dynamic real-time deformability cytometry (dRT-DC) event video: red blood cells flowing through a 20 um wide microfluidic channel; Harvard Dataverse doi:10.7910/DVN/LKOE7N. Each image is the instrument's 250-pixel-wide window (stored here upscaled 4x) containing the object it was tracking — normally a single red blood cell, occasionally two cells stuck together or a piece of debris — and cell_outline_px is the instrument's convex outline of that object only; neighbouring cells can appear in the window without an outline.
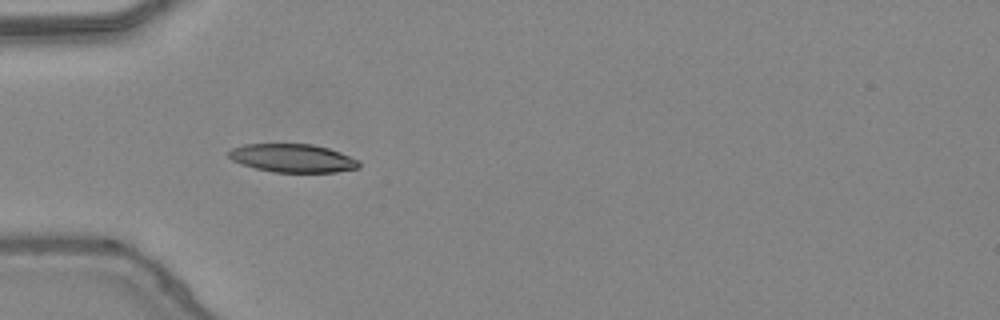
{"species": "common noctule bat (a hibernating species)", "species_latin": "Nyctalus noctula", "temperature_condition": "warm", "stored_images_in_passage": 4, "camera_frame_rate_fps": 3000, "um_per_image_px": 0.085, "animal": {"sex": "female", "body_mass_g": 24.6, "forearm_length_mm": 56.2}, "frame": {"image": 1, "passage_image": 1, "time_ms": 0.0, "image_size_px": [1000, 320], "cell_outline_px": [[360, 168], [336, 172], [272, 172], [240, 164], [232, 160], [228, 156], [228, 152], [232, 148], [244, 144], [312, 144], [328, 148], [340, 152], [360, 160]], "centroid_in_image_um": [24.89, 13.44], "position_along_channel_um": 60.1, "area_um2": 21.62}}